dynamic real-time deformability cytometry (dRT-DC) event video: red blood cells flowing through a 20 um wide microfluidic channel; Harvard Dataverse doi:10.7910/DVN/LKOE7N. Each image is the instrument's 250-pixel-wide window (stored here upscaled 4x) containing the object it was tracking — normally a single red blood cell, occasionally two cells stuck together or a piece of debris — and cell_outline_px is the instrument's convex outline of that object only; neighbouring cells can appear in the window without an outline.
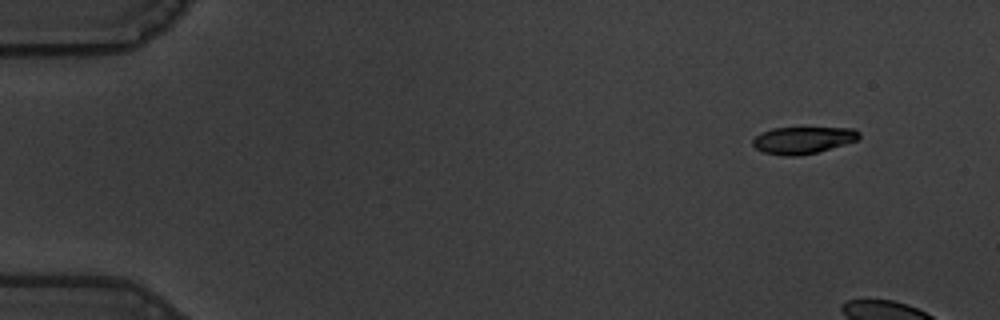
{"species": "common noctule bat (a hibernating species)", "species_latin": "Nyctalus noctula", "temperature_condition": "warm", "stored_images_in_passage": 7, "camera_frame_rate_fps": 3000, "um_per_image_px": 0.085, "animal": {"sex": "male", "body_mass_g": 19.5, "forearm_length_mm": 54.6}, "frame": {"image": 1, "passage_image": 1, "time_ms": 0.0, "image_size_px": [1000, 320], "cell_outline_px": [[860, 136], [856, 140], [844, 144], [816, 152], [796, 156], [784, 156], [764, 152], [756, 148], [752, 144], [752, 140], [760, 132], [772, 128], [856, 128], [860, 132]], "centroid_in_image_um": [68.23, 11.9], "position_along_channel_um": 16.8, "area_um2": 16.59}}